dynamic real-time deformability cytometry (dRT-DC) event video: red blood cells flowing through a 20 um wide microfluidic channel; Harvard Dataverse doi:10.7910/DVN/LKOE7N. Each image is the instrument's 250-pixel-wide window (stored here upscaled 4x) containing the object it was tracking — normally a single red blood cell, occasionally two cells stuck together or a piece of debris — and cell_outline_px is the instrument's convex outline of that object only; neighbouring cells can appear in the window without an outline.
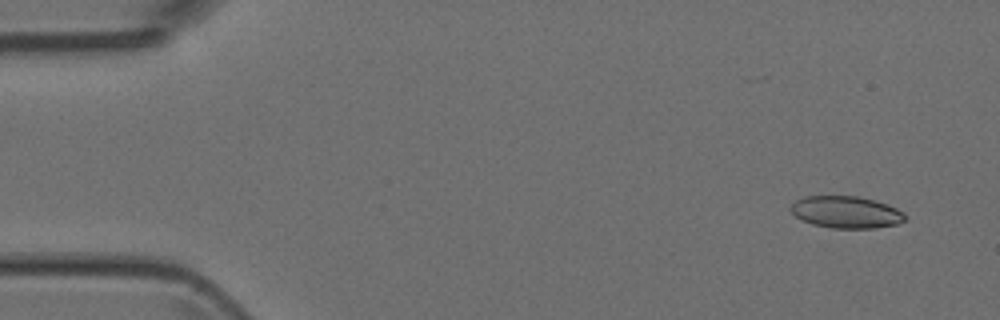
{"species": "Egyptian fruit bat (a non-hibernating species)", "species_latin": "Rousettus aegyptiacus", "temperature_condition": "room temperature", "stored_images_in_passage": 4, "camera_frame_rate_fps": 3000, "um_per_image_px": 0.085, "animal": {"sex": "female"}, "frame": {"image": 1, "passage_image": 1, "time_ms": 0.0, "image_size_px": [1000, 320], "cell_outline_px": [[908, 216], [904, 220], [896, 224], [872, 228], [832, 228], [812, 224], [800, 220], [788, 208], [796, 200], [804, 196], [856, 196], [888, 204], [904, 212]], "centroid_in_image_um": [71.9, 18.03], "position_along_channel_um": 13.1, "area_um2": 21.33}}
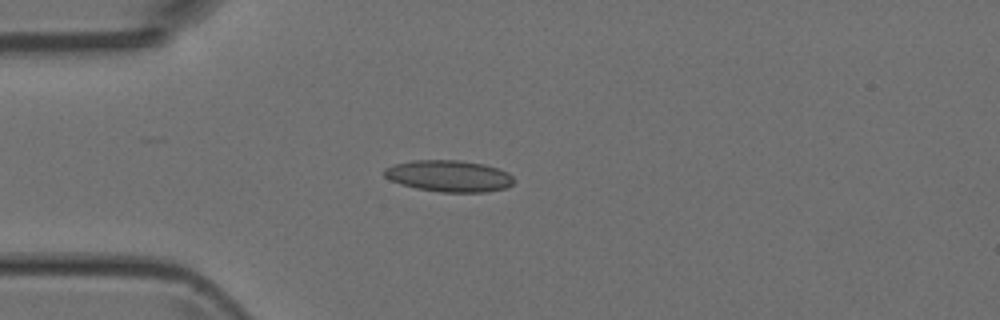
{"frame": {"image": 2, "passage_image": 4, "time_ms": 3.333, "image_size_px": [1000, 320], "cell_outline_px": [[516, 180], [512, 184], [504, 188], [484, 192], [440, 192], [416, 188], [400, 184], [384, 176], [384, 168], [392, 164], [412, 160], [460, 160], [484, 164], [508, 172]], "centroid_in_image_um": [38.15, 14.95], "position_along_channel_um": 46.9, "area_um2": 23.87}}